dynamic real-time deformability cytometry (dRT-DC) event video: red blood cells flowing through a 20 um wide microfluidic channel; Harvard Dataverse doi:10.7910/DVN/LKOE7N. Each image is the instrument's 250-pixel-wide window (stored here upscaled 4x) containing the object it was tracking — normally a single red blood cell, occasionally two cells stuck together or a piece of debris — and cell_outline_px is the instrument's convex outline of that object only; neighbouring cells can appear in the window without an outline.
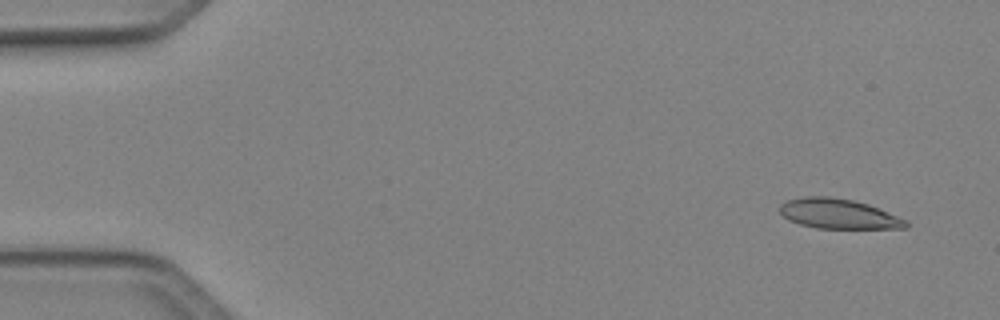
{"species": "Egyptian fruit bat (a non-hibernating species)", "species_latin": "Rousettus aegyptiacus", "temperature_condition": "cold", "stored_images_in_passage": 13, "camera_frame_rate_fps": 3000, "um_per_image_px": 0.085, "animal": {"sex": "female"}, "frame": {"image": 1, "passage_image": 3, "time_ms": 0.667, "image_size_px": [1000, 320], "cell_outline_px": [[908, 228], [816, 228], [800, 224], [788, 220], [780, 212], [780, 204], [788, 200], [804, 196], [828, 196], [852, 200], [868, 204], [908, 220]], "centroid_in_image_um": [71.27, 18.17], "position_along_channel_um": 13.7, "area_um2": 21.91}}